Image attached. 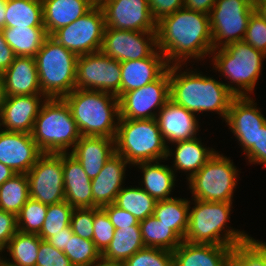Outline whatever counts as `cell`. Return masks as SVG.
Returning <instances> with one entry per match:
<instances>
[{
	"label": "cell",
	"mask_w": 266,
	"mask_h": 266,
	"mask_svg": "<svg viewBox=\"0 0 266 266\" xmlns=\"http://www.w3.org/2000/svg\"><path fill=\"white\" fill-rule=\"evenodd\" d=\"M127 166L132 168L116 153L104 164L100 173L92 179V208H102L115 202L117 194L125 186Z\"/></svg>",
	"instance_id": "cell-21"
},
{
	"label": "cell",
	"mask_w": 266,
	"mask_h": 266,
	"mask_svg": "<svg viewBox=\"0 0 266 266\" xmlns=\"http://www.w3.org/2000/svg\"><path fill=\"white\" fill-rule=\"evenodd\" d=\"M230 266H266V242L251 238L232 248Z\"/></svg>",
	"instance_id": "cell-38"
},
{
	"label": "cell",
	"mask_w": 266,
	"mask_h": 266,
	"mask_svg": "<svg viewBox=\"0 0 266 266\" xmlns=\"http://www.w3.org/2000/svg\"><path fill=\"white\" fill-rule=\"evenodd\" d=\"M78 56L48 36L35 59L42 94L63 98L75 89Z\"/></svg>",
	"instance_id": "cell-8"
},
{
	"label": "cell",
	"mask_w": 266,
	"mask_h": 266,
	"mask_svg": "<svg viewBox=\"0 0 266 266\" xmlns=\"http://www.w3.org/2000/svg\"><path fill=\"white\" fill-rule=\"evenodd\" d=\"M148 3L156 22L184 7V0H148Z\"/></svg>",
	"instance_id": "cell-48"
},
{
	"label": "cell",
	"mask_w": 266,
	"mask_h": 266,
	"mask_svg": "<svg viewBox=\"0 0 266 266\" xmlns=\"http://www.w3.org/2000/svg\"><path fill=\"white\" fill-rule=\"evenodd\" d=\"M48 205L29 198L17 215L18 231L39 234L46 219Z\"/></svg>",
	"instance_id": "cell-40"
},
{
	"label": "cell",
	"mask_w": 266,
	"mask_h": 266,
	"mask_svg": "<svg viewBox=\"0 0 266 266\" xmlns=\"http://www.w3.org/2000/svg\"><path fill=\"white\" fill-rule=\"evenodd\" d=\"M257 105L251 96L235 97L225 119L244 154L256 144L257 133L266 123V117Z\"/></svg>",
	"instance_id": "cell-17"
},
{
	"label": "cell",
	"mask_w": 266,
	"mask_h": 266,
	"mask_svg": "<svg viewBox=\"0 0 266 266\" xmlns=\"http://www.w3.org/2000/svg\"><path fill=\"white\" fill-rule=\"evenodd\" d=\"M73 210L66 201L48 205L46 219L38 236L47 240L53 233L61 232V229L70 225Z\"/></svg>",
	"instance_id": "cell-41"
},
{
	"label": "cell",
	"mask_w": 266,
	"mask_h": 266,
	"mask_svg": "<svg viewBox=\"0 0 266 266\" xmlns=\"http://www.w3.org/2000/svg\"><path fill=\"white\" fill-rule=\"evenodd\" d=\"M5 97L3 76L2 74H0V110L2 108V105L4 104Z\"/></svg>",
	"instance_id": "cell-57"
},
{
	"label": "cell",
	"mask_w": 266,
	"mask_h": 266,
	"mask_svg": "<svg viewBox=\"0 0 266 266\" xmlns=\"http://www.w3.org/2000/svg\"><path fill=\"white\" fill-rule=\"evenodd\" d=\"M244 155L249 164H261L266 166V123L257 133L256 144H254Z\"/></svg>",
	"instance_id": "cell-47"
},
{
	"label": "cell",
	"mask_w": 266,
	"mask_h": 266,
	"mask_svg": "<svg viewBox=\"0 0 266 266\" xmlns=\"http://www.w3.org/2000/svg\"><path fill=\"white\" fill-rule=\"evenodd\" d=\"M165 160L140 162L133 166L140 170L141 181L138 185L156 201L172 198L176 186L175 172L169 165L162 164ZM137 166V167H136Z\"/></svg>",
	"instance_id": "cell-29"
},
{
	"label": "cell",
	"mask_w": 266,
	"mask_h": 266,
	"mask_svg": "<svg viewBox=\"0 0 266 266\" xmlns=\"http://www.w3.org/2000/svg\"><path fill=\"white\" fill-rule=\"evenodd\" d=\"M121 63V96L157 80L167 69L165 56L157 49L150 57Z\"/></svg>",
	"instance_id": "cell-23"
},
{
	"label": "cell",
	"mask_w": 266,
	"mask_h": 266,
	"mask_svg": "<svg viewBox=\"0 0 266 266\" xmlns=\"http://www.w3.org/2000/svg\"><path fill=\"white\" fill-rule=\"evenodd\" d=\"M129 186L119 191L114 204L131 213L138 221L153 215L157 201L140 186Z\"/></svg>",
	"instance_id": "cell-36"
},
{
	"label": "cell",
	"mask_w": 266,
	"mask_h": 266,
	"mask_svg": "<svg viewBox=\"0 0 266 266\" xmlns=\"http://www.w3.org/2000/svg\"><path fill=\"white\" fill-rule=\"evenodd\" d=\"M0 266H10V265L4 264V263L1 261V262H0Z\"/></svg>",
	"instance_id": "cell-60"
},
{
	"label": "cell",
	"mask_w": 266,
	"mask_h": 266,
	"mask_svg": "<svg viewBox=\"0 0 266 266\" xmlns=\"http://www.w3.org/2000/svg\"><path fill=\"white\" fill-rule=\"evenodd\" d=\"M184 66L169 65L170 99L197 116L204 112L219 114L224 122L235 95L220 79L194 67L184 70Z\"/></svg>",
	"instance_id": "cell-2"
},
{
	"label": "cell",
	"mask_w": 266,
	"mask_h": 266,
	"mask_svg": "<svg viewBox=\"0 0 266 266\" xmlns=\"http://www.w3.org/2000/svg\"><path fill=\"white\" fill-rule=\"evenodd\" d=\"M105 27L118 30L156 31L148 0H98Z\"/></svg>",
	"instance_id": "cell-16"
},
{
	"label": "cell",
	"mask_w": 266,
	"mask_h": 266,
	"mask_svg": "<svg viewBox=\"0 0 266 266\" xmlns=\"http://www.w3.org/2000/svg\"><path fill=\"white\" fill-rule=\"evenodd\" d=\"M74 266H92L102 259V254L92 240H87L73 233L64 250Z\"/></svg>",
	"instance_id": "cell-39"
},
{
	"label": "cell",
	"mask_w": 266,
	"mask_h": 266,
	"mask_svg": "<svg viewBox=\"0 0 266 266\" xmlns=\"http://www.w3.org/2000/svg\"><path fill=\"white\" fill-rule=\"evenodd\" d=\"M142 241L145 247L161 248L174 251L182 239L170 228L153 215L139 221Z\"/></svg>",
	"instance_id": "cell-35"
},
{
	"label": "cell",
	"mask_w": 266,
	"mask_h": 266,
	"mask_svg": "<svg viewBox=\"0 0 266 266\" xmlns=\"http://www.w3.org/2000/svg\"><path fill=\"white\" fill-rule=\"evenodd\" d=\"M63 176L65 201L73 208H92V179L70 153H63Z\"/></svg>",
	"instance_id": "cell-27"
},
{
	"label": "cell",
	"mask_w": 266,
	"mask_h": 266,
	"mask_svg": "<svg viewBox=\"0 0 266 266\" xmlns=\"http://www.w3.org/2000/svg\"><path fill=\"white\" fill-rule=\"evenodd\" d=\"M264 59L266 54L244 41H237L213 49L210 65H213V71L220 73L219 76L226 78L227 83L224 84L235 97H245L254 93L262 75Z\"/></svg>",
	"instance_id": "cell-5"
},
{
	"label": "cell",
	"mask_w": 266,
	"mask_h": 266,
	"mask_svg": "<svg viewBox=\"0 0 266 266\" xmlns=\"http://www.w3.org/2000/svg\"><path fill=\"white\" fill-rule=\"evenodd\" d=\"M63 99L81 136L114 138L120 119L119 98L111 93L74 89Z\"/></svg>",
	"instance_id": "cell-4"
},
{
	"label": "cell",
	"mask_w": 266,
	"mask_h": 266,
	"mask_svg": "<svg viewBox=\"0 0 266 266\" xmlns=\"http://www.w3.org/2000/svg\"><path fill=\"white\" fill-rule=\"evenodd\" d=\"M5 251V247L0 243V262L3 260V258L5 257L3 254ZM3 252V253H2ZM2 255V256H1Z\"/></svg>",
	"instance_id": "cell-59"
},
{
	"label": "cell",
	"mask_w": 266,
	"mask_h": 266,
	"mask_svg": "<svg viewBox=\"0 0 266 266\" xmlns=\"http://www.w3.org/2000/svg\"><path fill=\"white\" fill-rule=\"evenodd\" d=\"M121 63L101 51L78 56L75 89L108 92L121 97Z\"/></svg>",
	"instance_id": "cell-12"
},
{
	"label": "cell",
	"mask_w": 266,
	"mask_h": 266,
	"mask_svg": "<svg viewBox=\"0 0 266 266\" xmlns=\"http://www.w3.org/2000/svg\"><path fill=\"white\" fill-rule=\"evenodd\" d=\"M16 173L6 165L0 162V186L8 179L12 178Z\"/></svg>",
	"instance_id": "cell-54"
},
{
	"label": "cell",
	"mask_w": 266,
	"mask_h": 266,
	"mask_svg": "<svg viewBox=\"0 0 266 266\" xmlns=\"http://www.w3.org/2000/svg\"><path fill=\"white\" fill-rule=\"evenodd\" d=\"M26 175L30 198L46 205L65 201L63 153H43Z\"/></svg>",
	"instance_id": "cell-13"
},
{
	"label": "cell",
	"mask_w": 266,
	"mask_h": 266,
	"mask_svg": "<svg viewBox=\"0 0 266 266\" xmlns=\"http://www.w3.org/2000/svg\"><path fill=\"white\" fill-rule=\"evenodd\" d=\"M98 0H42L44 27L48 36L90 11Z\"/></svg>",
	"instance_id": "cell-28"
},
{
	"label": "cell",
	"mask_w": 266,
	"mask_h": 266,
	"mask_svg": "<svg viewBox=\"0 0 266 266\" xmlns=\"http://www.w3.org/2000/svg\"><path fill=\"white\" fill-rule=\"evenodd\" d=\"M92 266H123V264L115 263V262H108V261H104L103 259H101L98 262H95Z\"/></svg>",
	"instance_id": "cell-58"
},
{
	"label": "cell",
	"mask_w": 266,
	"mask_h": 266,
	"mask_svg": "<svg viewBox=\"0 0 266 266\" xmlns=\"http://www.w3.org/2000/svg\"><path fill=\"white\" fill-rule=\"evenodd\" d=\"M73 235L71 225L61 229V232L53 233L52 236H50L47 241L57 249L64 252L65 246H67V242L69 240V237Z\"/></svg>",
	"instance_id": "cell-52"
},
{
	"label": "cell",
	"mask_w": 266,
	"mask_h": 266,
	"mask_svg": "<svg viewBox=\"0 0 266 266\" xmlns=\"http://www.w3.org/2000/svg\"><path fill=\"white\" fill-rule=\"evenodd\" d=\"M5 41L16 56L35 57L48 37L45 27H4Z\"/></svg>",
	"instance_id": "cell-31"
},
{
	"label": "cell",
	"mask_w": 266,
	"mask_h": 266,
	"mask_svg": "<svg viewBox=\"0 0 266 266\" xmlns=\"http://www.w3.org/2000/svg\"><path fill=\"white\" fill-rule=\"evenodd\" d=\"M70 154L78 160L90 179L115 154V140L108 137L81 136Z\"/></svg>",
	"instance_id": "cell-24"
},
{
	"label": "cell",
	"mask_w": 266,
	"mask_h": 266,
	"mask_svg": "<svg viewBox=\"0 0 266 266\" xmlns=\"http://www.w3.org/2000/svg\"><path fill=\"white\" fill-rule=\"evenodd\" d=\"M155 119L167 147L176 142L195 139L201 131L197 115L171 99L161 108Z\"/></svg>",
	"instance_id": "cell-19"
},
{
	"label": "cell",
	"mask_w": 266,
	"mask_h": 266,
	"mask_svg": "<svg viewBox=\"0 0 266 266\" xmlns=\"http://www.w3.org/2000/svg\"><path fill=\"white\" fill-rule=\"evenodd\" d=\"M17 231V216L0 209V243L6 247Z\"/></svg>",
	"instance_id": "cell-50"
},
{
	"label": "cell",
	"mask_w": 266,
	"mask_h": 266,
	"mask_svg": "<svg viewBox=\"0 0 266 266\" xmlns=\"http://www.w3.org/2000/svg\"><path fill=\"white\" fill-rule=\"evenodd\" d=\"M41 240L38 234L17 231L4 251L11 259L4 257L2 262L10 266H36Z\"/></svg>",
	"instance_id": "cell-33"
},
{
	"label": "cell",
	"mask_w": 266,
	"mask_h": 266,
	"mask_svg": "<svg viewBox=\"0 0 266 266\" xmlns=\"http://www.w3.org/2000/svg\"><path fill=\"white\" fill-rule=\"evenodd\" d=\"M29 198V181L26 174H15L0 186L1 210L17 216Z\"/></svg>",
	"instance_id": "cell-37"
},
{
	"label": "cell",
	"mask_w": 266,
	"mask_h": 266,
	"mask_svg": "<svg viewBox=\"0 0 266 266\" xmlns=\"http://www.w3.org/2000/svg\"><path fill=\"white\" fill-rule=\"evenodd\" d=\"M216 0H184V8L209 15Z\"/></svg>",
	"instance_id": "cell-53"
},
{
	"label": "cell",
	"mask_w": 266,
	"mask_h": 266,
	"mask_svg": "<svg viewBox=\"0 0 266 266\" xmlns=\"http://www.w3.org/2000/svg\"><path fill=\"white\" fill-rule=\"evenodd\" d=\"M46 99L44 94L5 97L0 110V129L31 134L34 121Z\"/></svg>",
	"instance_id": "cell-20"
},
{
	"label": "cell",
	"mask_w": 266,
	"mask_h": 266,
	"mask_svg": "<svg viewBox=\"0 0 266 266\" xmlns=\"http://www.w3.org/2000/svg\"><path fill=\"white\" fill-rule=\"evenodd\" d=\"M255 12L266 20V0H254Z\"/></svg>",
	"instance_id": "cell-55"
},
{
	"label": "cell",
	"mask_w": 266,
	"mask_h": 266,
	"mask_svg": "<svg viewBox=\"0 0 266 266\" xmlns=\"http://www.w3.org/2000/svg\"><path fill=\"white\" fill-rule=\"evenodd\" d=\"M36 266H74L65 253L53 247L47 240H41Z\"/></svg>",
	"instance_id": "cell-46"
},
{
	"label": "cell",
	"mask_w": 266,
	"mask_h": 266,
	"mask_svg": "<svg viewBox=\"0 0 266 266\" xmlns=\"http://www.w3.org/2000/svg\"><path fill=\"white\" fill-rule=\"evenodd\" d=\"M157 50L156 31L105 27L100 51L119 62L150 57Z\"/></svg>",
	"instance_id": "cell-15"
},
{
	"label": "cell",
	"mask_w": 266,
	"mask_h": 266,
	"mask_svg": "<svg viewBox=\"0 0 266 266\" xmlns=\"http://www.w3.org/2000/svg\"><path fill=\"white\" fill-rule=\"evenodd\" d=\"M16 55L5 41L2 30H0V74H3L13 63Z\"/></svg>",
	"instance_id": "cell-51"
},
{
	"label": "cell",
	"mask_w": 266,
	"mask_h": 266,
	"mask_svg": "<svg viewBox=\"0 0 266 266\" xmlns=\"http://www.w3.org/2000/svg\"><path fill=\"white\" fill-rule=\"evenodd\" d=\"M230 157L216 151L188 181L191 199L209 202H233L241 173Z\"/></svg>",
	"instance_id": "cell-9"
},
{
	"label": "cell",
	"mask_w": 266,
	"mask_h": 266,
	"mask_svg": "<svg viewBox=\"0 0 266 266\" xmlns=\"http://www.w3.org/2000/svg\"><path fill=\"white\" fill-rule=\"evenodd\" d=\"M190 198L172 197L155 204L153 216L164 223L182 239L186 234L189 219Z\"/></svg>",
	"instance_id": "cell-32"
},
{
	"label": "cell",
	"mask_w": 266,
	"mask_h": 266,
	"mask_svg": "<svg viewBox=\"0 0 266 266\" xmlns=\"http://www.w3.org/2000/svg\"><path fill=\"white\" fill-rule=\"evenodd\" d=\"M140 225H132L115 229L114 236L102 253V259L108 262L123 264L137 251L144 248Z\"/></svg>",
	"instance_id": "cell-30"
},
{
	"label": "cell",
	"mask_w": 266,
	"mask_h": 266,
	"mask_svg": "<svg viewBox=\"0 0 266 266\" xmlns=\"http://www.w3.org/2000/svg\"><path fill=\"white\" fill-rule=\"evenodd\" d=\"M2 76L6 97L42 94L35 57L16 56Z\"/></svg>",
	"instance_id": "cell-26"
},
{
	"label": "cell",
	"mask_w": 266,
	"mask_h": 266,
	"mask_svg": "<svg viewBox=\"0 0 266 266\" xmlns=\"http://www.w3.org/2000/svg\"><path fill=\"white\" fill-rule=\"evenodd\" d=\"M156 39L168 65L188 67L187 63L210 58L213 41L209 15L183 7L156 22Z\"/></svg>",
	"instance_id": "cell-1"
},
{
	"label": "cell",
	"mask_w": 266,
	"mask_h": 266,
	"mask_svg": "<svg viewBox=\"0 0 266 266\" xmlns=\"http://www.w3.org/2000/svg\"><path fill=\"white\" fill-rule=\"evenodd\" d=\"M5 27H44L42 0H7Z\"/></svg>",
	"instance_id": "cell-34"
},
{
	"label": "cell",
	"mask_w": 266,
	"mask_h": 266,
	"mask_svg": "<svg viewBox=\"0 0 266 266\" xmlns=\"http://www.w3.org/2000/svg\"><path fill=\"white\" fill-rule=\"evenodd\" d=\"M31 135L43 153L55 154L70 153L81 137L63 98L46 99L34 121Z\"/></svg>",
	"instance_id": "cell-6"
},
{
	"label": "cell",
	"mask_w": 266,
	"mask_h": 266,
	"mask_svg": "<svg viewBox=\"0 0 266 266\" xmlns=\"http://www.w3.org/2000/svg\"><path fill=\"white\" fill-rule=\"evenodd\" d=\"M123 266H173V252L161 248L144 247L128 258Z\"/></svg>",
	"instance_id": "cell-42"
},
{
	"label": "cell",
	"mask_w": 266,
	"mask_h": 266,
	"mask_svg": "<svg viewBox=\"0 0 266 266\" xmlns=\"http://www.w3.org/2000/svg\"><path fill=\"white\" fill-rule=\"evenodd\" d=\"M102 208L106 211L115 229L139 225V221L131 213L119 208L114 203L103 206Z\"/></svg>",
	"instance_id": "cell-49"
},
{
	"label": "cell",
	"mask_w": 266,
	"mask_h": 266,
	"mask_svg": "<svg viewBox=\"0 0 266 266\" xmlns=\"http://www.w3.org/2000/svg\"><path fill=\"white\" fill-rule=\"evenodd\" d=\"M243 41L266 54V20L255 11L249 18Z\"/></svg>",
	"instance_id": "cell-44"
},
{
	"label": "cell",
	"mask_w": 266,
	"mask_h": 266,
	"mask_svg": "<svg viewBox=\"0 0 266 266\" xmlns=\"http://www.w3.org/2000/svg\"><path fill=\"white\" fill-rule=\"evenodd\" d=\"M114 232L115 227L111 223L106 211L103 208L95 207L92 241L101 254L109 246Z\"/></svg>",
	"instance_id": "cell-43"
},
{
	"label": "cell",
	"mask_w": 266,
	"mask_h": 266,
	"mask_svg": "<svg viewBox=\"0 0 266 266\" xmlns=\"http://www.w3.org/2000/svg\"><path fill=\"white\" fill-rule=\"evenodd\" d=\"M200 138L198 136L195 139L176 142L171 144V147H167L165 161L172 157L174 160L170 167L175 174L178 171L179 173L180 171L184 172L187 175L186 181L194 176L216 153L214 148L207 147Z\"/></svg>",
	"instance_id": "cell-22"
},
{
	"label": "cell",
	"mask_w": 266,
	"mask_h": 266,
	"mask_svg": "<svg viewBox=\"0 0 266 266\" xmlns=\"http://www.w3.org/2000/svg\"><path fill=\"white\" fill-rule=\"evenodd\" d=\"M254 0H216L209 14L213 49L243 41Z\"/></svg>",
	"instance_id": "cell-10"
},
{
	"label": "cell",
	"mask_w": 266,
	"mask_h": 266,
	"mask_svg": "<svg viewBox=\"0 0 266 266\" xmlns=\"http://www.w3.org/2000/svg\"><path fill=\"white\" fill-rule=\"evenodd\" d=\"M232 208L233 202H209L191 199L188 228L184 241L192 244L230 247L249 241L252 237L245 233L246 231L228 226Z\"/></svg>",
	"instance_id": "cell-3"
},
{
	"label": "cell",
	"mask_w": 266,
	"mask_h": 266,
	"mask_svg": "<svg viewBox=\"0 0 266 266\" xmlns=\"http://www.w3.org/2000/svg\"><path fill=\"white\" fill-rule=\"evenodd\" d=\"M42 154L31 134L0 129V162L16 174H26Z\"/></svg>",
	"instance_id": "cell-18"
},
{
	"label": "cell",
	"mask_w": 266,
	"mask_h": 266,
	"mask_svg": "<svg viewBox=\"0 0 266 266\" xmlns=\"http://www.w3.org/2000/svg\"><path fill=\"white\" fill-rule=\"evenodd\" d=\"M170 99L169 66L154 82L124 93L119 98L120 118L153 119Z\"/></svg>",
	"instance_id": "cell-14"
},
{
	"label": "cell",
	"mask_w": 266,
	"mask_h": 266,
	"mask_svg": "<svg viewBox=\"0 0 266 266\" xmlns=\"http://www.w3.org/2000/svg\"><path fill=\"white\" fill-rule=\"evenodd\" d=\"M95 207L74 208L71 216V229L74 234L81 238L92 240Z\"/></svg>",
	"instance_id": "cell-45"
},
{
	"label": "cell",
	"mask_w": 266,
	"mask_h": 266,
	"mask_svg": "<svg viewBox=\"0 0 266 266\" xmlns=\"http://www.w3.org/2000/svg\"><path fill=\"white\" fill-rule=\"evenodd\" d=\"M105 30V16L97 3L85 15L56 30L51 37L77 56L98 52Z\"/></svg>",
	"instance_id": "cell-11"
},
{
	"label": "cell",
	"mask_w": 266,
	"mask_h": 266,
	"mask_svg": "<svg viewBox=\"0 0 266 266\" xmlns=\"http://www.w3.org/2000/svg\"><path fill=\"white\" fill-rule=\"evenodd\" d=\"M114 140L115 153L132 167L140 162H155L166 158L167 145L155 118H120Z\"/></svg>",
	"instance_id": "cell-7"
},
{
	"label": "cell",
	"mask_w": 266,
	"mask_h": 266,
	"mask_svg": "<svg viewBox=\"0 0 266 266\" xmlns=\"http://www.w3.org/2000/svg\"><path fill=\"white\" fill-rule=\"evenodd\" d=\"M232 248L183 240L173 251V266H230Z\"/></svg>",
	"instance_id": "cell-25"
},
{
	"label": "cell",
	"mask_w": 266,
	"mask_h": 266,
	"mask_svg": "<svg viewBox=\"0 0 266 266\" xmlns=\"http://www.w3.org/2000/svg\"><path fill=\"white\" fill-rule=\"evenodd\" d=\"M6 3L7 0H0V30L5 27Z\"/></svg>",
	"instance_id": "cell-56"
}]
</instances>
